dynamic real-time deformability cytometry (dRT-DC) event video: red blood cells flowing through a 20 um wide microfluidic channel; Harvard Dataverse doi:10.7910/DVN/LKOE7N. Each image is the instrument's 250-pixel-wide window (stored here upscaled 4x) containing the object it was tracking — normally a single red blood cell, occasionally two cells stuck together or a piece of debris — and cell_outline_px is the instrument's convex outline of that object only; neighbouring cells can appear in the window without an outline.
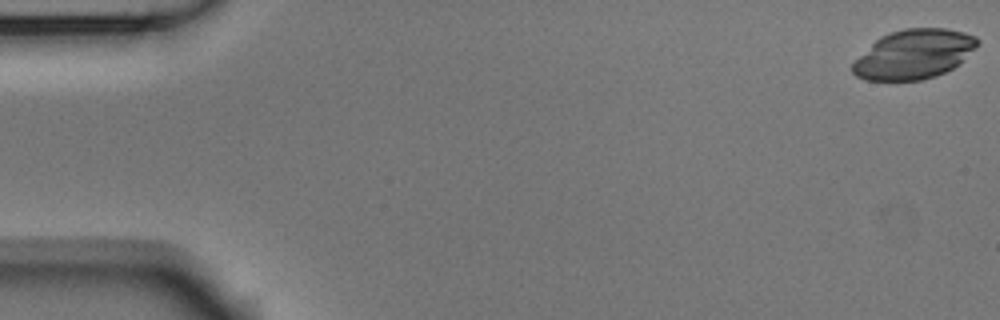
{"species": "Egyptian fruit bat (a non-hibernating species)", "species_latin": "Rousettus aegyptiacus", "temperature_condition": "room temperature", "stored_images_in_passage": 53, "camera_frame_rate_fps": 3000, "um_per_image_px": 0.085, "animal": {"sex": "male"}, "frame": {"image": 1, "passage_image": 1, "time_ms": 0.0, "image_size_px": [1000, 320], "cell_outline_px": [[980, 44], [976, 48], [952, 68], [936, 76], [920, 80], [864, 80], [856, 76], [852, 72], [852, 64], [880, 36], [904, 28], [944, 28], [964, 32], [976, 36], [980, 40]], "centroid_in_image_um": [77.7, 4.6], "position_along_channel_um": 7.3, "area_um2": 35.6}}